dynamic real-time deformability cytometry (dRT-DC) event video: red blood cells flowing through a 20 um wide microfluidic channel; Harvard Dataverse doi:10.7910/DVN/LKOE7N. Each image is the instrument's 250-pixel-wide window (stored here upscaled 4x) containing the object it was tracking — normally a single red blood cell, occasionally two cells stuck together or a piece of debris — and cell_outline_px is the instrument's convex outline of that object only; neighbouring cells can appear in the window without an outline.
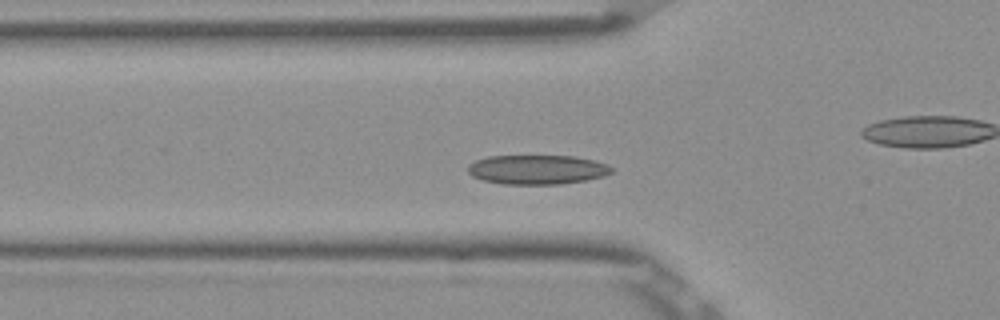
{"species": "Egyptian fruit bat (a non-hibernating species)", "species_latin": "Rousettus aegyptiacus", "temperature_condition": "room temperature", "stored_images_in_passage": 50, "camera_frame_rate_fps": 3000, "um_per_image_px": 0.085, "frame": {"image": 1, "passage_image": 14, "time_ms": 4.333, "image_size_px": [1000, 320], "cell_outline_px": [[612, 172], [604, 176], [584, 180], [560, 184], [504, 184], [484, 180], [472, 176], [468, 172], [468, 164], [476, 160], [488, 156], [572, 156], [592, 160], [608, 164], [612, 168]], "centroid_in_image_um": [45.64, 14.41], "position_along_channel_um": 80.2, "area_um2": 24.45}}
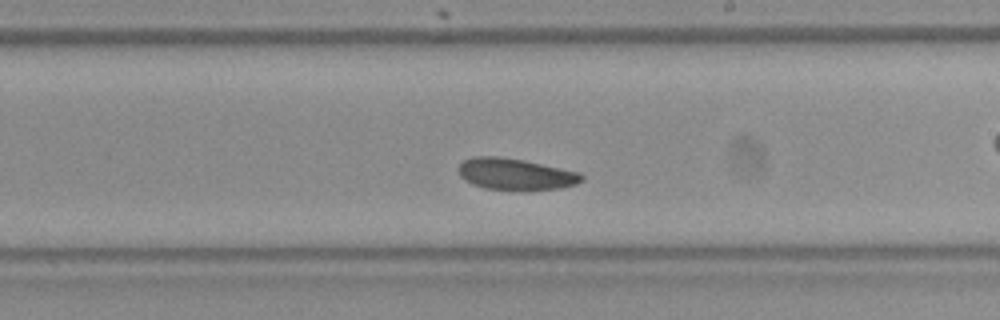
{"frame": {"image": 2, "passage_image": 27, "time_ms": 8.667, "image_size_px": [1000, 320], "cell_outline_px": [[584, 180], [576, 184], [560, 188], [484, 188], [472, 184], [464, 180], [460, 176], [460, 164], [464, 160], [472, 156], [500, 156], [524, 160], [580, 172], [584, 176]], "centroid_in_image_um": [43.82, 14.76], "position_along_channel_um": 245.2, "area_um2": 22.08}}
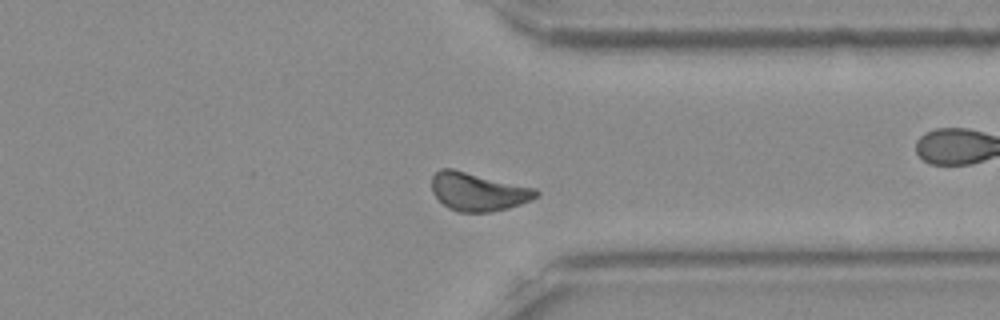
{"frame": {"image": 3, "passage_image": 37, "time_ms": 12.0, "image_size_px": [1000, 320], "cell_outline_px": [[540, 196], [532, 200], [508, 208], [492, 212], [456, 212], [448, 208], [432, 192], [432, 176], [440, 168], [452, 168], [536, 188], [540, 192]], "centroid_in_image_um": [40.66, 16.29], "position_along_channel_um": 370.7, "area_um2": 23.47}, "authors_computed_cell_mechanics": {"area_um2": 22.8599, "velocity_mm_per_s": 3.8072, "shape_relaxation_time_tau1_ms": 5.8814, "shape_relaxation_time_tau2_ms": null, "deformation_change_tau1": 0.1105, "deformation_change_tau2": null}}